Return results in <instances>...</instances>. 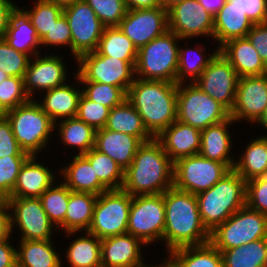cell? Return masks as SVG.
I'll return each mask as SVG.
<instances>
[{
  "label": "cell",
  "instance_id": "cell-1",
  "mask_svg": "<svg viewBox=\"0 0 267 267\" xmlns=\"http://www.w3.org/2000/svg\"><path fill=\"white\" fill-rule=\"evenodd\" d=\"M164 202L163 240L169 253L177 248L210 242V232L202 222L196 195L172 186L164 192Z\"/></svg>",
  "mask_w": 267,
  "mask_h": 267
},
{
  "label": "cell",
  "instance_id": "cell-2",
  "mask_svg": "<svg viewBox=\"0 0 267 267\" xmlns=\"http://www.w3.org/2000/svg\"><path fill=\"white\" fill-rule=\"evenodd\" d=\"M174 163L153 138L142 143L124 171L122 190L131 196L162 194L173 186Z\"/></svg>",
  "mask_w": 267,
  "mask_h": 267
},
{
  "label": "cell",
  "instance_id": "cell-3",
  "mask_svg": "<svg viewBox=\"0 0 267 267\" xmlns=\"http://www.w3.org/2000/svg\"><path fill=\"white\" fill-rule=\"evenodd\" d=\"M134 78L127 100L141 116L149 134L156 138L177 120L178 84Z\"/></svg>",
  "mask_w": 267,
  "mask_h": 267
},
{
  "label": "cell",
  "instance_id": "cell-4",
  "mask_svg": "<svg viewBox=\"0 0 267 267\" xmlns=\"http://www.w3.org/2000/svg\"><path fill=\"white\" fill-rule=\"evenodd\" d=\"M196 197L202 222L211 233L246 205V181L231 169L215 185Z\"/></svg>",
  "mask_w": 267,
  "mask_h": 267
},
{
  "label": "cell",
  "instance_id": "cell-5",
  "mask_svg": "<svg viewBox=\"0 0 267 267\" xmlns=\"http://www.w3.org/2000/svg\"><path fill=\"white\" fill-rule=\"evenodd\" d=\"M174 32L166 31L138 49L135 65L139 79L177 83L178 52Z\"/></svg>",
  "mask_w": 267,
  "mask_h": 267
},
{
  "label": "cell",
  "instance_id": "cell-6",
  "mask_svg": "<svg viewBox=\"0 0 267 267\" xmlns=\"http://www.w3.org/2000/svg\"><path fill=\"white\" fill-rule=\"evenodd\" d=\"M5 117L19 146L30 156H36L47 145L50 132L55 130V123L33 99L8 110Z\"/></svg>",
  "mask_w": 267,
  "mask_h": 267
},
{
  "label": "cell",
  "instance_id": "cell-7",
  "mask_svg": "<svg viewBox=\"0 0 267 267\" xmlns=\"http://www.w3.org/2000/svg\"><path fill=\"white\" fill-rule=\"evenodd\" d=\"M267 238V215L247 205L233 213L210 233V243L226 250Z\"/></svg>",
  "mask_w": 267,
  "mask_h": 267
},
{
  "label": "cell",
  "instance_id": "cell-8",
  "mask_svg": "<svg viewBox=\"0 0 267 267\" xmlns=\"http://www.w3.org/2000/svg\"><path fill=\"white\" fill-rule=\"evenodd\" d=\"M177 87V120L202 131L230 117V112L194 83Z\"/></svg>",
  "mask_w": 267,
  "mask_h": 267
},
{
  "label": "cell",
  "instance_id": "cell-9",
  "mask_svg": "<svg viewBox=\"0 0 267 267\" xmlns=\"http://www.w3.org/2000/svg\"><path fill=\"white\" fill-rule=\"evenodd\" d=\"M132 196L122 190H107L97 196L87 232L99 239L127 233Z\"/></svg>",
  "mask_w": 267,
  "mask_h": 267
},
{
  "label": "cell",
  "instance_id": "cell-10",
  "mask_svg": "<svg viewBox=\"0 0 267 267\" xmlns=\"http://www.w3.org/2000/svg\"><path fill=\"white\" fill-rule=\"evenodd\" d=\"M231 169L224 163L200 154L177 160L173 169V186L198 195L215 185Z\"/></svg>",
  "mask_w": 267,
  "mask_h": 267
},
{
  "label": "cell",
  "instance_id": "cell-11",
  "mask_svg": "<svg viewBox=\"0 0 267 267\" xmlns=\"http://www.w3.org/2000/svg\"><path fill=\"white\" fill-rule=\"evenodd\" d=\"M165 228L164 193L132 196L127 233L144 244L163 240Z\"/></svg>",
  "mask_w": 267,
  "mask_h": 267
},
{
  "label": "cell",
  "instance_id": "cell-12",
  "mask_svg": "<svg viewBox=\"0 0 267 267\" xmlns=\"http://www.w3.org/2000/svg\"><path fill=\"white\" fill-rule=\"evenodd\" d=\"M76 75L81 82H99L123 88L128 92L134 82L135 68L125 60L103 56L94 52L81 55Z\"/></svg>",
  "mask_w": 267,
  "mask_h": 267
},
{
  "label": "cell",
  "instance_id": "cell-13",
  "mask_svg": "<svg viewBox=\"0 0 267 267\" xmlns=\"http://www.w3.org/2000/svg\"><path fill=\"white\" fill-rule=\"evenodd\" d=\"M72 33V54L76 60L97 49L105 26L85 0H78L63 9Z\"/></svg>",
  "mask_w": 267,
  "mask_h": 267
},
{
  "label": "cell",
  "instance_id": "cell-14",
  "mask_svg": "<svg viewBox=\"0 0 267 267\" xmlns=\"http://www.w3.org/2000/svg\"><path fill=\"white\" fill-rule=\"evenodd\" d=\"M10 213V230L18 224L21 240H50L54 224L48 218L39 198H6Z\"/></svg>",
  "mask_w": 267,
  "mask_h": 267
},
{
  "label": "cell",
  "instance_id": "cell-15",
  "mask_svg": "<svg viewBox=\"0 0 267 267\" xmlns=\"http://www.w3.org/2000/svg\"><path fill=\"white\" fill-rule=\"evenodd\" d=\"M238 80L235 69L218 53L194 84L231 112Z\"/></svg>",
  "mask_w": 267,
  "mask_h": 267
},
{
  "label": "cell",
  "instance_id": "cell-16",
  "mask_svg": "<svg viewBox=\"0 0 267 267\" xmlns=\"http://www.w3.org/2000/svg\"><path fill=\"white\" fill-rule=\"evenodd\" d=\"M118 27L138 50L168 31L167 10L161 6L127 10Z\"/></svg>",
  "mask_w": 267,
  "mask_h": 267
},
{
  "label": "cell",
  "instance_id": "cell-17",
  "mask_svg": "<svg viewBox=\"0 0 267 267\" xmlns=\"http://www.w3.org/2000/svg\"><path fill=\"white\" fill-rule=\"evenodd\" d=\"M168 30L181 40L199 35L213 37L214 16L198 0H184L167 10Z\"/></svg>",
  "mask_w": 267,
  "mask_h": 267
},
{
  "label": "cell",
  "instance_id": "cell-18",
  "mask_svg": "<svg viewBox=\"0 0 267 267\" xmlns=\"http://www.w3.org/2000/svg\"><path fill=\"white\" fill-rule=\"evenodd\" d=\"M267 107V74L240 77L236 99L230 117L234 121L245 118L257 122Z\"/></svg>",
  "mask_w": 267,
  "mask_h": 267
},
{
  "label": "cell",
  "instance_id": "cell-19",
  "mask_svg": "<svg viewBox=\"0 0 267 267\" xmlns=\"http://www.w3.org/2000/svg\"><path fill=\"white\" fill-rule=\"evenodd\" d=\"M35 61L29 62L24 76V89L29 98L36 89L48 91L64 85L66 72L61 57L49 55L40 57L34 55ZM40 57V58H39Z\"/></svg>",
  "mask_w": 267,
  "mask_h": 267
},
{
  "label": "cell",
  "instance_id": "cell-20",
  "mask_svg": "<svg viewBox=\"0 0 267 267\" xmlns=\"http://www.w3.org/2000/svg\"><path fill=\"white\" fill-rule=\"evenodd\" d=\"M139 238L129 233L101 239L102 267H136L143 264Z\"/></svg>",
  "mask_w": 267,
  "mask_h": 267
},
{
  "label": "cell",
  "instance_id": "cell-21",
  "mask_svg": "<svg viewBox=\"0 0 267 267\" xmlns=\"http://www.w3.org/2000/svg\"><path fill=\"white\" fill-rule=\"evenodd\" d=\"M156 139L173 163L181 158L199 154L201 148V131L178 120Z\"/></svg>",
  "mask_w": 267,
  "mask_h": 267
},
{
  "label": "cell",
  "instance_id": "cell-22",
  "mask_svg": "<svg viewBox=\"0 0 267 267\" xmlns=\"http://www.w3.org/2000/svg\"><path fill=\"white\" fill-rule=\"evenodd\" d=\"M218 48L219 53L231 64L239 78L267 74V66L247 37L229 40Z\"/></svg>",
  "mask_w": 267,
  "mask_h": 267
},
{
  "label": "cell",
  "instance_id": "cell-23",
  "mask_svg": "<svg viewBox=\"0 0 267 267\" xmlns=\"http://www.w3.org/2000/svg\"><path fill=\"white\" fill-rule=\"evenodd\" d=\"M141 144L133 135L103 128L96 130L94 148L111 157L125 171Z\"/></svg>",
  "mask_w": 267,
  "mask_h": 267
},
{
  "label": "cell",
  "instance_id": "cell-24",
  "mask_svg": "<svg viewBox=\"0 0 267 267\" xmlns=\"http://www.w3.org/2000/svg\"><path fill=\"white\" fill-rule=\"evenodd\" d=\"M54 175L49 168L37 163L30 156L17 176L12 193L7 198H39L53 183Z\"/></svg>",
  "mask_w": 267,
  "mask_h": 267
},
{
  "label": "cell",
  "instance_id": "cell-25",
  "mask_svg": "<svg viewBox=\"0 0 267 267\" xmlns=\"http://www.w3.org/2000/svg\"><path fill=\"white\" fill-rule=\"evenodd\" d=\"M235 121L229 117L227 120L211 125L201 131V148L199 154L206 159L218 161L233 169L235 162L229 158L231 137L227 130L228 125Z\"/></svg>",
  "mask_w": 267,
  "mask_h": 267
},
{
  "label": "cell",
  "instance_id": "cell-26",
  "mask_svg": "<svg viewBox=\"0 0 267 267\" xmlns=\"http://www.w3.org/2000/svg\"><path fill=\"white\" fill-rule=\"evenodd\" d=\"M252 26L245 13L237 7H229L226 1L214 16L213 38L222 46L229 40L246 37Z\"/></svg>",
  "mask_w": 267,
  "mask_h": 267
},
{
  "label": "cell",
  "instance_id": "cell-27",
  "mask_svg": "<svg viewBox=\"0 0 267 267\" xmlns=\"http://www.w3.org/2000/svg\"><path fill=\"white\" fill-rule=\"evenodd\" d=\"M64 184L75 192H88L99 195L108 189L99 181L89 160L82 154H76L69 166L61 171Z\"/></svg>",
  "mask_w": 267,
  "mask_h": 267
},
{
  "label": "cell",
  "instance_id": "cell-28",
  "mask_svg": "<svg viewBox=\"0 0 267 267\" xmlns=\"http://www.w3.org/2000/svg\"><path fill=\"white\" fill-rule=\"evenodd\" d=\"M74 86L61 85L59 87L46 91L43 103L40 107L55 123L57 118L76 117L78 111V102L82 94V90L73 88Z\"/></svg>",
  "mask_w": 267,
  "mask_h": 267
},
{
  "label": "cell",
  "instance_id": "cell-29",
  "mask_svg": "<svg viewBox=\"0 0 267 267\" xmlns=\"http://www.w3.org/2000/svg\"><path fill=\"white\" fill-rule=\"evenodd\" d=\"M4 39L8 45L13 47L16 51L27 55L30 53H35L36 55L39 54L36 48L41 45V40L38 38L31 20L19 8H17V10L11 15L10 23L7 28V32L4 35Z\"/></svg>",
  "mask_w": 267,
  "mask_h": 267
},
{
  "label": "cell",
  "instance_id": "cell-30",
  "mask_svg": "<svg viewBox=\"0 0 267 267\" xmlns=\"http://www.w3.org/2000/svg\"><path fill=\"white\" fill-rule=\"evenodd\" d=\"M104 128L133 135L142 143L153 139L145 128L141 116L127 99L110 110Z\"/></svg>",
  "mask_w": 267,
  "mask_h": 267
},
{
  "label": "cell",
  "instance_id": "cell-31",
  "mask_svg": "<svg viewBox=\"0 0 267 267\" xmlns=\"http://www.w3.org/2000/svg\"><path fill=\"white\" fill-rule=\"evenodd\" d=\"M96 200L97 195L95 194L71 191L65 220L63 221V229L68 234L81 232V229L88 231Z\"/></svg>",
  "mask_w": 267,
  "mask_h": 267
},
{
  "label": "cell",
  "instance_id": "cell-32",
  "mask_svg": "<svg viewBox=\"0 0 267 267\" xmlns=\"http://www.w3.org/2000/svg\"><path fill=\"white\" fill-rule=\"evenodd\" d=\"M169 254V261L173 267H223L221 252L210 242L177 248Z\"/></svg>",
  "mask_w": 267,
  "mask_h": 267
},
{
  "label": "cell",
  "instance_id": "cell-33",
  "mask_svg": "<svg viewBox=\"0 0 267 267\" xmlns=\"http://www.w3.org/2000/svg\"><path fill=\"white\" fill-rule=\"evenodd\" d=\"M51 240H21L17 267H61Z\"/></svg>",
  "mask_w": 267,
  "mask_h": 267
},
{
  "label": "cell",
  "instance_id": "cell-34",
  "mask_svg": "<svg viewBox=\"0 0 267 267\" xmlns=\"http://www.w3.org/2000/svg\"><path fill=\"white\" fill-rule=\"evenodd\" d=\"M95 52L103 56L125 60L135 68L138 50L118 26L104 28Z\"/></svg>",
  "mask_w": 267,
  "mask_h": 267
},
{
  "label": "cell",
  "instance_id": "cell-35",
  "mask_svg": "<svg viewBox=\"0 0 267 267\" xmlns=\"http://www.w3.org/2000/svg\"><path fill=\"white\" fill-rule=\"evenodd\" d=\"M219 251L223 267H267V238Z\"/></svg>",
  "mask_w": 267,
  "mask_h": 267
},
{
  "label": "cell",
  "instance_id": "cell-36",
  "mask_svg": "<svg viewBox=\"0 0 267 267\" xmlns=\"http://www.w3.org/2000/svg\"><path fill=\"white\" fill-rule=\"evenodd\" d=\"M233 169L245 180L267 176V137L254 139Z\"/></svg>",
  "mask_w": 267,
  "mask_h": 267
},
{
  "label": "cell",
  "instance_id": "cell-37",
  "mask_svg": "<svg viewBox=\"0 0 267 267\" xmlns=\"http://www.w3.org/2000/svg\"><path fill=\"white\" fill-rule=\"evenodd\" d=\"M66 256L72 267H102L101 239L86 231L85 237L76 239L70 245Z\"/></svg>",
  "mask_w": 267,
  "mask_h": 267
},
{
  "label": "cell",
  "instance_id": "cell-38",
  "mask_svg": "<svg viewBox=\"0 0 267 267\" xmlns=\"http://www.w3.org/2000/svg\"><path fill=\"white\" fill-rule=\"evenodd\" d=\"M59 131L64 144L79 147V155L94 148L96 130L77 117L62 120Z\"/></svg>",
  "mask_w": 267,
  "mask_h": 267
},
{
  "label": "cell",
  "instance_id": "cell-39",
  "mask_svg": "<svg viewBox=\"0 0 267 267\" xmlns=\"http://www.w3.org/2000/svg\"><path fill=\"white\" fill-rule=\"evenodd\" d=\"M94 168L99 181L108 190L122 188L124 181V170L108 155L92 148L83 154Z\"/></svg>",
  "mask_w": 267,
  "mask_h": 267
},
{
  "label": "cell",
  "instance_id": "cell-40",
  "mask_svg": "<svg viewBox=\"0 0 267 267\" xmlns=\"http://www.w3.org/2000/svg\"><path fill=\"white\" fill-rule=\"evenodd\" d=\"M52 187L54 186L51 185L39 199L54 226L56 224V227L63 228L71 190L64 183Z\"/></svg>",
  "mask_w": 267,
  "mask_h": 267
},
{
  "label": "cell",
  "instance_id": "cell-41",
  "mask_svg": "<svg viewBox=\"0 0 267 267\" xmlns=\"http://www.w3.org/2000/svg\"><path fill=\"white\" fill-rule=\"evenodd\" d=\"M31 11H24L31 20L40 40L51 30L54 23L63 15V9L55 3L46 0H38Z\"/></svg>",
  "mask_w": 267,
  "mask_h": 267
},
{
  "label": "cell",
  "instance_id": "cell-42",
  "mask_svg": "<svg viewBox=\"0 0 267 267\" xmlns=\"http://www.w3.org/2000/svg\"><path fill=\"white\" fill-rule=\"evenodd\" d=\"M86 89L82 93L91 101L104 105L110 109L120 105L127 99V92L118 86L99 82H82Z\"/></svg>",
  "mask_w": 267,
  "mask_h": 267
},
{
  "label": "cell",
  "instance_id": "cell-43",
  "mask_svg": "<svg viewBox=\"0 0 267 267\" xmlns=\"http://www.w3.org/2000/svg\"><path fill=\"white\" fill-rule=\"evenodd\" d=\"M30 155L0 157V200H5L13 191L21 167Z\"/></svg>",
  "mask_w": 267,
  "mask_h": 267
},
{
  "label": "cell",
  "instance_id": "cell-44",
  "mask_svg": "<svg viewBox=\"0 0 267 267\" xmlns=\"http://www.w3.org/2000/svg\"><path fill=\"white\" fill-rule=\"evenodd\" d=\"M190 51H193V49L190 48L187 50V48H186L183 50V49L179 48L177 84H183L184 79H186L184 76H187V75H188L187 77L192 78L193 83H194L200 77L202 72L207 68V66L210 64V62L213 60V58L219 53V49H218L217 51H215V53H213V55H210L208 58L203 59V57L201 56L202 49H199L196 51V53H198L199 57H196V61H194L192 59L194 62H191L192 60L189 61L190 58H188L189 55L187 53ZM194 55H195V53H194Z\"/></svg>",
  "mask_w": 267,
  "mask_h": 267
},
{
  "label": "cell",
  "instance_id": "cell-45",
  "mask_svg": "<svg viewBox=\"0 0 267 267\" xmlns=\"http://www.w3.org/2000/svg\"><path fill=\"white\" fill-rule=\"evenodd\" d=\"M29 55L16 51L4 38L0 39V70L9 77L24 78L30 59Z\"/></svg>",
  "mask_w": 267,
  "mask_h": 267
},
{
  "label": "cell",
  "instance_id": "cell-46",
  "mask_svg": "<svg viewBox=\"0 0 267 267\" xmlns=\"http://www.w3.org/2000/svg\"><path fill=\"white\" fill-rule=\"evenodd\" d=\"M105 27L118 26L125 17L127 7L124 0H85Z\"/></svg>",
  "mask_w": 267,
  "mask_h": 267
},
{
  "label": "cell",
  "instance_id": "cell-47",
  "mask_svg": "<svg viewBox=\"0 0 267 267\" xmlns=\"http://www.w3.org/2000/svg\"><path fill=\"white\" fill-rule=\"evenodd\" d=\"M30 100L24 89V78L11 76L0 84V105L7 112Z\"/></svg>",
  "mask_w": 267,
  "mask_h": 267
},
{
  "label": "cell",
  "instance_id": "cell-48",
  "mask_svg": "<svg viewBox=\"0 0 267 267\" xmlns=\"http://www.w3.org/2000/svg\"><path fill=\"white\" fill-rule=\"evenodd\" d=\"M110 110L104 105L91 101L82 93L79 98L76 117L95 130H99L106 126Z\"/></svg>",
  "mask_w": 267,
  "mask_h": 267
},
{
  "label": "cell",
  "instance_id": "cell-49",
  "mask_svg": "<svg viewBox=\"0 0 267 267\" xmlns=\"http://www.w3.org/2000/svg\"><path fill=\"white\" fill-rule=\"evenodd\" d=\"M246 205L267 215V176L246 181Z\"/></svg>",
  "mask_w": 267,
  "mask_h": 267
},
{
  "label": "cell",
  "instance_id": "cell-50",
  "mask_svg": "<svg viewBox=\"0 0 267 267\" xmlns=\"http://www.w3.org/2000/svg\"><path fill=\"white\" fill-rule=\"evenodd\" d=\"M229 7H237L253 24L267 22V0H227Z\"/></svg>",
  "mask_w": 267,
  "mask_h": 267
},
{
  "label": "cell",
  "instance_id": "cell-51",
  "mask_svg": "<svg viewBox=\"0 0 267 267\" xmlns=\"http://www.w3.org/2000/svg\"><path fill=\"white\" fill-rule=\"evenodd\" d=\"M70 45L72 50V33L67 19L62 15L51 30L41 40V45Z\"/></svg>",
  "mask_w": 267,
  "mask_h": 267
},
{
  "label": "cell",
  "instance_id": "cell-52",
  "mask_svg": "<svg viewBox=\"0 0 267 267\" xmlns=\"http://www.w3.org/2000/svg\"><path fill=\"white\" fill-rule=\"evenodd\" d=\"M9 155H29L25 153L12 132V127L7 118L0 120V157Z\"/></svg>",
  "mask_w": 267,
  "mask_h": 267
},
{
  "label": "cell",
  "instance_id": "cell-53",
  "mask_svg": "<svg viewBox=\"0 0 267 267\" xmlns=\"http://www.w3.org/2000/svg\"><path fill=\"white\" fill-rule=\"evenodd\" d=\"M246 37L257 50L261 60L267 66V22L253 24Z\"/></svg>",
  "mask_w": 267,
  "mask_h": 267
},
{
  "label": "cell",
  "instance_id": "cell-54",
  "mask_svg": "<svg viewBox=\"0 0 267 267\" xmlns=\"http://www.w3.org/2000/svg\"><path fill=\"white\" fill-rule=\"evenodd\" d=\"M8 240L0 241V267H17V249Z\"/></svg>",
  "mask_w": 267,
  "mask_h": 267
},
{
  "label": "cell",
  "instance_id": "cell-55",
  "mask_svg": "<svg viewBox=\"0 0 267 267\" xmlns=\"http://www.w3.org/2000/svg\"><path fill=\"white\" fill-rule=\"evenodd\" d=\"M17 8L18 7L10 0H0V39L4 38L10 23L11 15Z\"/></svg>",
  "mask_w": 267,
  "mask_h": 267
},
{
  "label": "cell",
  "instance_id": "cell-56",
  "mask_svg": "<svg viewBox=\"0 0 267 267\" xmlns=\"http://www.w3.org/2000/svg\"><path fill=\"white\" fill-rule=\"evenodd\" d=\"M5 200H0V241L9 239L10 230V214Z\"/></svg>",
  "mask_w": 267,
  "mask_h": 267
},
{
  "label": "cell",
  "instance_id": "cell-57",
  "mask_svg": "<svg viewBox=\"0 0 267 267\" xmlns=\"http://www.w3.org/2000/svg\"><path fill=\"white\" fill-rule=\"evenodd\" d=\"M128 10L160 7V0H124Z\"/></svg>",
  "mask_w": 267,
  "mask_h": 267
},
{
  "label": "cell",
  "instance_id": "cell-58",
  "mask_svg": "<svg viewBox=\"0 0 267 267\" xmlns=\"http://www.w3.org/2000/svg\"><path fill=\"white\" fill-rule=\"evenodd\" d=\"M227 0H198L207 12L215 16Z\"/></svg>",
  "mask_w": 267,
  "mask_h": 267
},
{
  "label": "cell",
  "instance_id": "cell-59",
  "mask_svg": "<svg viewBox=\"0 0 267 267\" xmlns=\"http://www.w3.org/2000/svg\"><path fill=\"white\" fill-rule=\"evenodd\" d=\"M51 3H55L57 6H60L62 9L74 4L78 0H46Z\"/></svg>",
  "mask_w": 267,
  "mask_h": 267
},
{
  "label": "cell",
  "instance_id": "cell-60",
  "mask_svg": "<svg viewBox=\"0 0 267 267\" xmlns=\"http://www.w3.org/2000/svg\"><path fill=\"white\" fill-rule=\"evenodd\" d=\"M184 0H160V6L165 10H168L177 3L183 2Z\"/></svg>",
  "mask_w": 267,
  "mask_h": 267
},
{
  "label": "cell",
  "instance_id": "cell-61",
  "mask_svg": "<svg viewBox=\"0 0 267 267\" xmlns=\"http://www.w3.org/2000/svg\"><path fill=\"white\" fill-rule=\"evenodd\" d=\"M260 123L262 126H264L267 129V107L263 113V115L260 117V119L257 121V123Z\"/></svg>",
  "mask_w": 267,
  "mask_h": 267
},
{
  "label": "cell",
  "instance_id": "cell-62",
  "mask_svg": "<svg viewBox=\"0 0 267 267\" xmlns=\"http://www.w3.org/2000/svg\"><path fill=\"white\" fill-rule=\"evenodd\" d=\"M166 261V263H163L162 265H160V266H154V267H167L169 264H170V261H169V259L167 260H165ZM136 267H149V266H147V264L145 265V264H141V265H139V266H136ZM151 267V266H150ZM153 267V266H152Z\"/></svg>",
  "mask_w": 267,
  "mask_h": 267
},
{
  "label": "cell",
  "instance_id": "cell-63",
  "mask_svg": "<svg viewBox=\"0 0 267 267\" xmlns=\"http://www.w3.org/2000/svg\"><path fill=\"white\" fill-rule=\"evenodd\" d=\"M9 76L3 72L2 70H0V84L3 80L7 79Z\"/></svg>",
  "mask_w": 267,
  "mask_h": 267
},
{
  "label": "cell",
  "instance_id": "cell-64",
  "mask_svg": "<svg viewBox=\"0 0 267 267\" xmlns=\"http://www.w3.org/2000/svg\"><path fill=\"white\" fill-rule=\"evenodd\" d=\"M6 111L0 105V120L5 118Z\"/></svg>",
  "mask_w": 267,
  "mask_h": 267
}]
</instances>
